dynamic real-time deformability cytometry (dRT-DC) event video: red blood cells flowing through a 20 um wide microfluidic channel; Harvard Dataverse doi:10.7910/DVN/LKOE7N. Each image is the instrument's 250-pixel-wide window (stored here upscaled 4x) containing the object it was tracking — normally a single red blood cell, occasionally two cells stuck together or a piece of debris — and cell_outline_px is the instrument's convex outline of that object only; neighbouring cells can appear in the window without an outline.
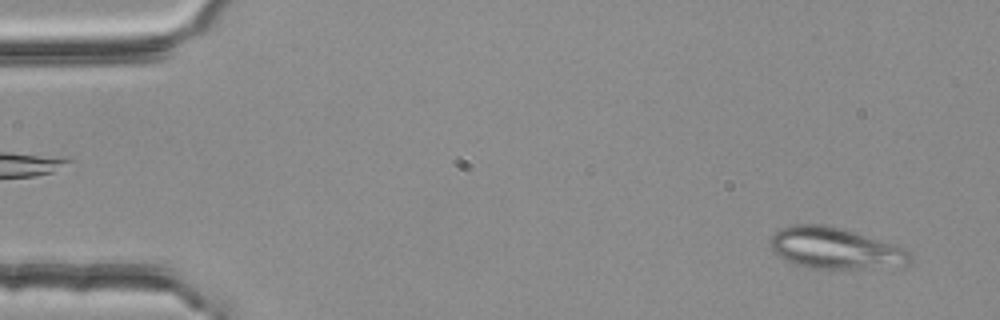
{"species": "common noctule bat (a hibernating species)", "species_latin": "Nyctalus noctula", "temperature_condition": "room temperature", "stored_images_in_passage": 52, "segment_of_instrument_passage": [1, 2], "camera_frame_rate_fps": 3000, "um_per_image_px": 0.085, "animal": {"sex": "female", "body_mass_g": 25.1}, "frame": {"image": 1, "passage_image": 3, "time_ms": 0.667, "image_size_px": [1000, 320], "cell_outline_px": [[912, 260], [908, 264], [856, 268], [804, 268], [788, 260], [776, 252], [768, 244], [768, 240], [780, 228], [792, 224], [820, 224], [852, 232], [904, 248], [912, 252]], "centroid_in_image_um": [70.94, 21.1], "position_along_channel_um": 14.1, "area_um2": 32.71}}